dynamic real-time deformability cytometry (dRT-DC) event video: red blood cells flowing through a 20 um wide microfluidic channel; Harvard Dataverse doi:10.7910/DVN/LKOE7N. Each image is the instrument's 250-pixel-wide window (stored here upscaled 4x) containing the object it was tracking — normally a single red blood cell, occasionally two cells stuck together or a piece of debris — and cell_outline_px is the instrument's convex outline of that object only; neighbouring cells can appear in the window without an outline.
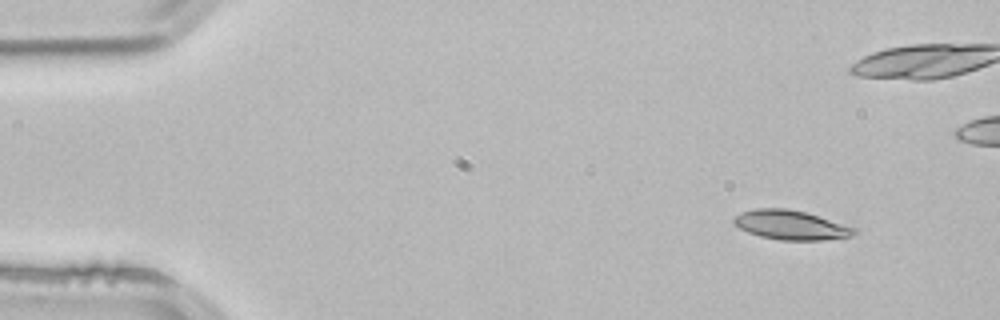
{"species": "common noctule bat (a hibernating species)", "species_latin": "Nyctalus noctula", "temperature_condition": "room temperature", "stored_images_in_passage": 4, "camera_frame_rate_fps": 3000, "um_per_image_px": 0.085, "animal": {"sex": "male", "body_mass_g": 21.5, "forearm_length_mm": 52.0}, "frame": {"image": 1, "passage_image": 1, "time_ms": 0.0, "image_size_px": [1000, 320], "cell_outline_px": [[856, 232], [852, 236], [824, 240], [780, 240], [760, 236], [748, 232], [732, 224], [732, 216], [740, 212], [756, 208], [788, 208], [804, 212], [856, 228]], "centroid_in_image_um": [67.15, 19.12], "position_along_channel_um": 17.9, "area_um2": 20.58}}